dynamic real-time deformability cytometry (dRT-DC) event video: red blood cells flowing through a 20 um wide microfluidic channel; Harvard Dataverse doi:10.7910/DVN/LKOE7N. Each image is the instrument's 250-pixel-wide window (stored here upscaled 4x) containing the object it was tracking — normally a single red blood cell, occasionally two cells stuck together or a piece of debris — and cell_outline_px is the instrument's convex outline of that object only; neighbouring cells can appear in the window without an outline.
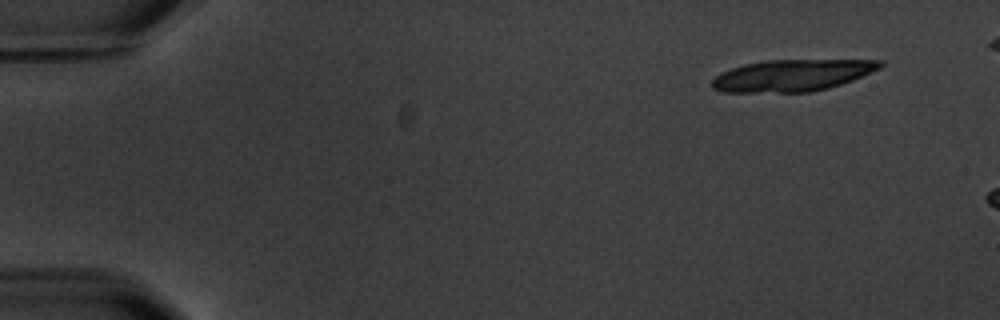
{"species": "common noctule bat (a hibernating species)", "species_latin": "Nyctalus noctula", "temperature_condition": "warm", "stored_images_in_passage": 2, "camera_frame_rate_fps": 3000, "um_per_image_px": 0.085, "animal": {"sex": "male", "body_mass_g": 20.1, "forearm_length_mm": 53.5}, "frame": {"image": 1, "passage_image": 1, "time_ms": 0.0, "image_size_px": [1000, 320], "cell_outline_px": [[884, 64], [880, 68], [852, 80], [828, 88], [812, 92], [724, 92], [712, 88], [712, 80], [720, 72], [744, 64], [764, 60], [884, 60]], "centroid_in_image_um": [67.32, 6.4], "position_along_channel_um": 17.7, "area_um2": 30.98}}